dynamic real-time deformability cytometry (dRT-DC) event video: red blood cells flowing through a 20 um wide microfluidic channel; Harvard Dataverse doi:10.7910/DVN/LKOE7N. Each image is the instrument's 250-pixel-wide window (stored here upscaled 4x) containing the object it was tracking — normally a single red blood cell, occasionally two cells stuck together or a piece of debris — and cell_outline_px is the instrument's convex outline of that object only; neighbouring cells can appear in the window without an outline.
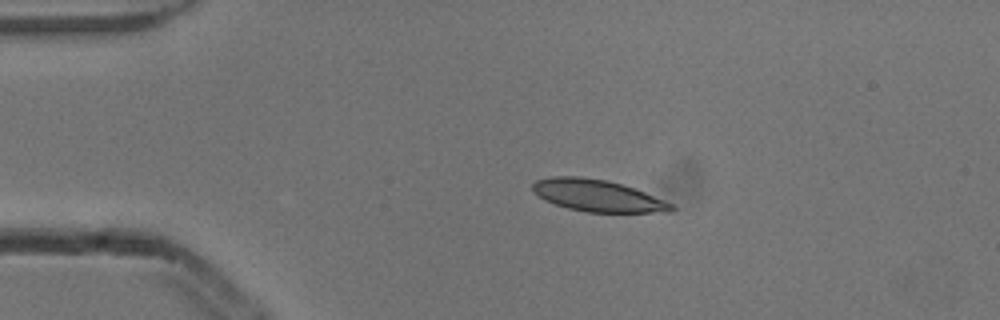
{"species": "common noctule bat (a hibernating species)", "species_latin": "Nyctalus noctula", "temperature_condition": "cold", "stored_images_in_passage": 5, "camera_frame_rate_fps": 3000, "um_per_image_px": 0.085, "animal": {"sex": "male", "body_mass_g": 13.3}, "frame": {"image": 1, "passage_image": 3, "time_ms": 0.667, "image_size_px": [1000, 320], "cell_outline_px": [[676, 208], [672, 212], [588, 212], [568, 208], [544, 200], [532, 192], [532, 184], [536, 180], [548, 176], [580, 176], [604, 180], [620, 184], [644, 192], [664, 200], [672, 204]], "centroid_in_image_um": [50.75, 16.62], "position_along_channel_um": 34.3, "area_um2": 25.61}}
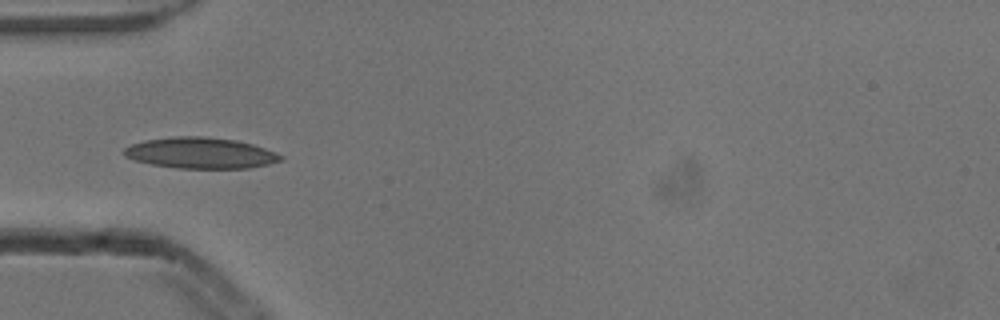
{"frame": {"image": 2, "passage_image": 5, "time_ms": 1.333, "image_size_px": [1000, 320], "cell_outline_px": [[284, 160], [268, 164], [248, 168], [176, 168], [152, 164], [136, 160], [124, 156], [124, 148], [132, 144], [144, 140], [176, 136], [204, 136], [236, 140], [252, 144], [264, 148], [284, 156]], "centroid_in_image_um": [17.06, 13.0], "position_along_channel_um": 67.9, "area_um2": 28.21}}